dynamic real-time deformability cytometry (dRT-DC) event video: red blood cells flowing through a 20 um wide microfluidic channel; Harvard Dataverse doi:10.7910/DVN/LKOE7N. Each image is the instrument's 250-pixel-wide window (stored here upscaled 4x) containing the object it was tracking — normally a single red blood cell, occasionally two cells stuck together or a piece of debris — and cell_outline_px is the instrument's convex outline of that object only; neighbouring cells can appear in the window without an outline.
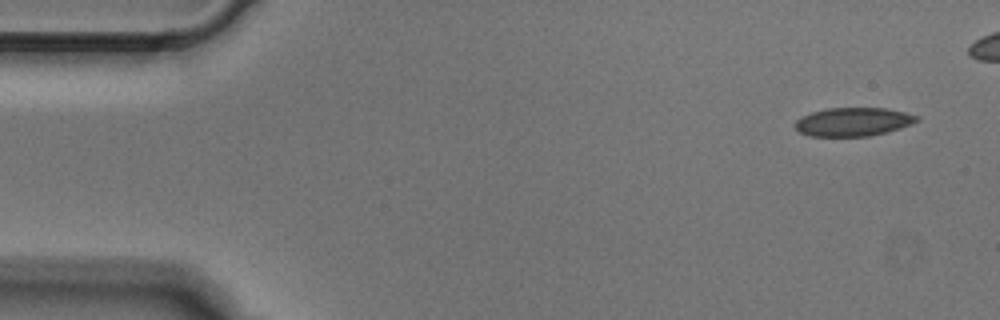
{"species": "Egyptian fruit bat (a non-hibernating species)", "species_latin": "Rousettus aegyptiacus", "temperature_condition": "cold", "stored_images_in_passage": 5, "camera_frame_rate_fps": 3000, "um_per_image_px": 0.085, "animal": {"sex": "male"}, "frame": {"image": 1, "passage_image": 1, "time_ms": 0.0, "image_size_px": [1000, 320], "cell_outline_px": [[920, 120], [912, 124], [900, 128], [868, 136], [812, 136], [800, 132], [796, 128], [796, 120], [812, 112], [828, 108], [888, 108], [920, 116]], "centroid_in_image_um": [72.57, 10.35], "position_along_channel_um": 12.4, "area_um2": 20.06}}